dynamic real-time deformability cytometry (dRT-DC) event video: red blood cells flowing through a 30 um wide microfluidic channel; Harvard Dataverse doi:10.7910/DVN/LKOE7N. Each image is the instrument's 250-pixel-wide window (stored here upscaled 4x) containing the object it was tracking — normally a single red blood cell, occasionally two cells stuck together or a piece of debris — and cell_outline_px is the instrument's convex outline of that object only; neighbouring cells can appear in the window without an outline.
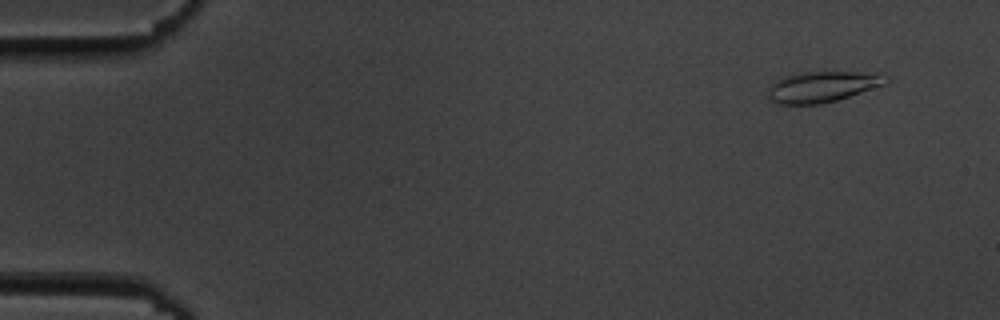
{"species": "common noctule bat (a hibernating species)", "species_latin": "Nyctalus noctula", "temperature_condition": "cold", "stored_images_in_passage": 56, "camera_frame_rate_fps": 3000, "um_per_image_px": 0.085, "animal": {"sex": "male", "body_mass_g": 19.5, "forearm_length_mm": 54.6}, "frame": {"image": 1, "passage_image": 5, "time_ms": 1.333, "image_size_px": [1000, 320], "cell_outline_px": [[892, 76], [884, 84], [836, 100], [820, 104], [776, 104], [768, 96], [768, 92], [772, 84], [780, 76], [804, 72], [884, 72]], "centroid_in_image_um": [69.94, 7.34], "position_along_channel_um": 15.1, "area_um2": 21.27}}
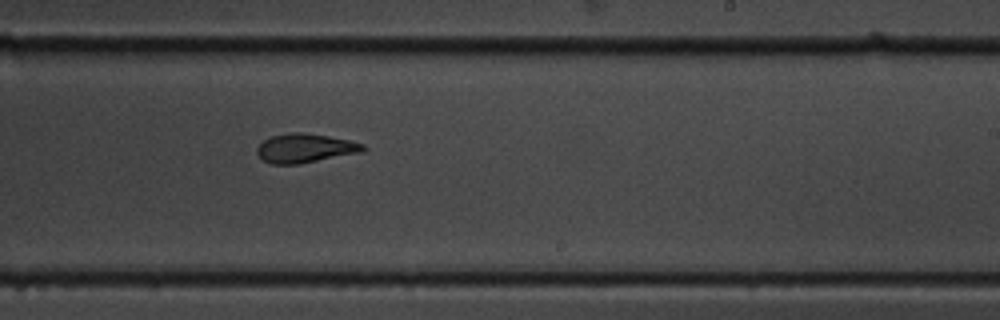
{"frame": {"image": 2, "passage_image": 35, "time_ms": 11.333, "image_size_px": [1000, 320], "cell_outline_px": [[368, 148], [364, 152], [296, 164], [272, 164], [264, 160], [256, 152], [256, 148], [264, 140], [272, 136], [292, 132], [300, 132], [328, 136], [348, 140], [364, 144]], "centroid_in_image_um": [25.96, 12.59], "position_along_channel_um": 263.0, "area_um2": 17.8}}
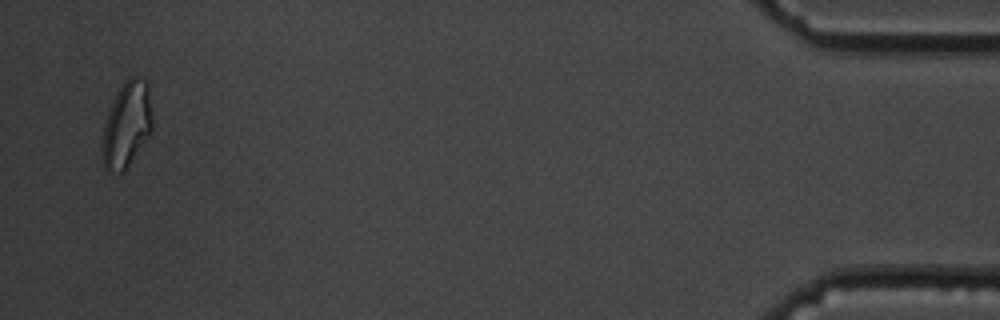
{"frame": {"image": 3, "passage_image": 55, "time_ms": 18.0, "image_size_px": [1000, 320], "cell_outline_px": [[152, 132], [124, 172], [108, 172], [104, 168], [100, 148], [104, 124], [108, 112], [116, 92], [124, 80], [128, 76], [136, 76], [144, 80], [148, 84], [152, 116]], "centroid_in_image_um": [10.75, 10.61], "position_along_channel_um": 424.4, "area_um2": 25.49}, "authors_computed_cell_mechanics": {"area_um2": 18.5249, "velocity_mm_per_s": 3.6103, "shape_relaxation_time_tau1_ms": 5.273, "shape_relaxation_time_tau2_ms": 2.1134, "deformation_change_tau1": 0.159, "deformation_change_tau2": 0.0716}}